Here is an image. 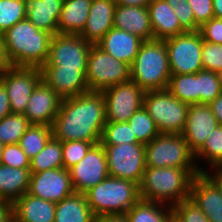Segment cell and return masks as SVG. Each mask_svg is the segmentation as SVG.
<instances>
[{
  "instance_id": "cell-44",
  "label": "cell",
  "mask_w": 222,
  "mask_h": 222,
  "mask_svg": "<svg viewBox=\"0 0 222 222\" xmlns=\"http://www.w3.org/2000/svg\"><path fill=\"white\" fill-rule=\"evenodd\" d=\"M192 8L195 22L201 26L214 17L213 0H187Z\"/></svg>"
},
{
  "instance_id": "cell-49",
  "label": "cell",
  "mask_w": 222,
  "mask_h": 222,
  "mask_svg": "<svg viewBox=\"0 0 222 222\" xmlns=\"http://www.w3.org/2000/svg\"><path fill=\"white\" fill-rule=\"evenodd\" d=\"M12 67L13 64L9 59L7 49L4 45L2 38L0 37V75H2L5 71Z\"/></svg>"
},
{
  "instance_id": "cell-50",
  "label": "cell",
  "mask_w": 222,
  "mask_h": 222,
  "mask_svg": "<svg viewBox=\"0 0 222 222\" xmlns=\"http://www.w3.org/2000/svg\"><path fill=\"white\" fill-rule=\"evenodd\" d=\"M209 105L219 125H222V91Z\"/></svg>"
},
{
  "instance_id": "cell-37",
  "label": "cell",
  "mask_w": 222,
  "mask_h": 222,
  "mask_svg": "<svg viewBox=\"0 0 222 222\" xmlns=\"http://www.w3.org/2000/svg\"><path fill=\"white\" fill-rule=\"evenodd\" d=\"M26 19L25 0H0V36Z\"/></svg>"
},
{
  "instance_id": "cell-13",
  "label": "cell",
  "mask_w": 222,
  "mask_h": 222,
  "mask_svg": "<svg viewBox=\"0 0 222 222\" xmlns=\"http://www.w3.org/2000/svg\"><path fill=\"white\" fill-rule=\"evenodd\" d=\"M42 80L41 70L37 67H15L0 75L10 100L11 112L24 114L30 95Z\"/></svg>"
},
{
  "instance_id": "cell-43",
  "label": "cell",
  "mask_w": 222,
  "mask_h": 222,
  "mask_svg": "<svg viewBox=\"0 0 222 222\" xmlns=\"http://www.w3.org/2000/svg\"><path fill=\"white\" fill-rule=\"evenodd\" d=\"M204 41L213 44H222V18H211L199 27Z\"/></svg>"
},
{
  "instance_id": "cell-7",
  "label": "cell",
  "mask_w": 222,
  "mask_h": 222,
  "mask_svg": "<svg viewBox=\"0 0 222 222\" xmlns=\"http://www.w3.org/2000/svg\"><path fill=\"white\" fill-rule=\"evenodd\" d=\"M143 107L153 118L160 133H182L189 105L174 97L167 89L145 92Z\"/></svg>"
},
{
  "instance_id": "cell-34",
  "label": "cell",
  "mask_w": 222,
  "mask_h": 222,
  "mask_svg": "<svg viewBox=\"0 0 222 222\" xmlns=\"http://www.w3.org/2000/svg\"><path fill=\"white\" fill-rule=\"evenodd\" d=\"M128 123L131 126L133 135L136 136L137 141L143 145L148 144L160 133L153 118L143 106L135 111V113L129 118Z\"/></svg>"
},
{
  "instance_id": "cell-9",
  "label": "cell",
  "mask_w": 222,
  "mask_h": 222,
  "mask_svg": "<svg viewBox=\"0 0 222 222\" xmlns=\"http://www.w3.org/2000/svg\"><path fill=\"white\" fill-rule=\"evenodd\" d=\"M203 41L199 31H187L164 40L171 75L194 74L203 70Z\"/></svg>"
},
{
  "instance_id": "cell-33",
  "label": "cell",
  "mask_w": 222,
  "mask_h": 222,
  "mask_svg": "<svg viewBox=\"0 0 222 222\" xmlns=\"http://www.w3.org/2000/svg\"><path fill=\"white\" fill-rule=\"evenodd\" d=\"M31 124L23 114L10 113L0 120V142L16 144Z\"/></svg>"
},
{
  "instance_id": "cell-17",
  "label": "cell",
  "mask_w": 222,
  "mask_h": 222,
  "mask_svg": "<svg viewBox=\"0 0 222 222\" xmlns=\"http://www.w3.org/2000/svg\"><path fill=\"white\" fill-rule=\"evenodd\" d=\"M62 98L41 80L30 95L24 116L30 124L52 126Z\"/></svg>"
},
{
  "instance_id": "cell-1",
  "label": "cell",
  "mask_w": 222,
  "mask_h": 222,
  "mask_svg": "<svg viewBox=\"0 0 222 222\" xmlns=\"http://www.w3.org/2000/svg\"><path fill=\"white\" fill-rule=\"evenodd\" d=\"M106 122L103 93L89 91L61 100L52 125L53 136L62 142H100Z\"/></svg>"
},
{
  "instance_id": "cell-21",
  "label": "cell",
  "mask_w": 222,
  "mask_h": 222,
  "mask_svg": "<svg viewBox=\"0 0 222 222\" xmlns=\"http://www.w3.org/2000/svg\"><path fill=\"white\" fill-rule=\"evenodd\" d=\"M143 42L144 40L140 37L113 27L97 45L117 60L131 67Z\"/></svg>"
},
{
  "instance_id": "cell-8",
  "label": "cell",
  "mask_w": 222,
  "mask_h": 222,
  "mask_svg": "<svg viewBox=\"0 0 222 222\" xmlns=\"http://www.w3.org/2000/svg\"><path fill=\"white\" fill-rule=\"evenodd\" d=\"M130 80V66L105 52L97 44L89 50L86 81L90 91L101 92Z\"/></svg>"
},
{
  "instance_id": "cell-51",
  "label": "cell",
  "mask_w": 222,
  "mask_h": 222,
  "mask_svg": "<svg viewBox=\"0 0 222 222\" xmlns=\"http://www.w3.org/2000/svg\"><path fill=\"white\" fill-rule=\"evenodd\" d=\"M116 5L147 7L152 0H115Z\"/></svg>"
},
{
  "instance_id": "cell-2",
  "label": "cell",
  "mask_w": 222,
  "mask_h": 222,
  "mask_svg": "<svg viewBox=\"0 0 222 222\" xmlns=\"http://www.w3.org/2000/svg\"><path fill=\"white\" fill-rule=\"evenodd\" d=\"M199 169L146 167L139 184L140 199L169 206L190 198L191 184Z\"/></svg>"
},
{
  "instance_id": "cell-46",
  "label": "cell",
  "mask_w": 222,
  "mask_h": 222,
  "mask_svg": "<svg viewBox=\"0 0 222 222\" xmlns=\"http://www.w3.org/2000/svg\"><path fill=\"white\" fill-rule=\"evenodd\" d=\"M10 113H12L10 100L3 83L0 81V120Z\"/></svg>"
},
{
  "instance_id": "cell-11",
  "label": "cell",
  "mask_w": 222,
  "mask_h": 222,
  "mask_svg": "<svg viewBox=\"0 0 222 222\" xmlns=\"http://www.w3.org/2000/svg\"><path fill=\"white\" fill-rule=\"evenodd\" d=\"M91 45L78 34L56 33L52 36L48 57L43 66L87 69Z\"/></svg>"
},
{
  "instance_id": "cell-6",
  "label": "cell",
  "mask_w": 222,
  "mask_h": 222,
  "mask_svg": "<svg viewBox=\"0 0 222 222\" xmlns=\"http://www.w3.org/2000/svg\"><path fill=\"white\" fill-rule=\"evenodd\" d=\"M195 160V154L181 134L159 133L145 145L146 167H174L185 169H205Z\"/></svg>"
},
{
  "instance_id": "cell-10",
  "label": "cell",
  "mask_w": 222,
  "mask_h": 222,
  "mask_svg": "<svg viewBox=\"0 0 222 222\" xmlns=\"http://www.w3.org/2000/svg\"><path fill=\"white\" fill-rule=\"evenodd\" d=\"M107 159L109 176L129 180L138 186L146 169L145 145L124 143L102 144Z\"/></svg>"
},
{
  "instance_id": "cell-54",
  "label": "cell",
  "mask_w": 222,
  "mask_h": 222,
  "mask_svg": "<svg viewBox=\"0 0 222 222\" xmlns=\"http://www.w3.org/2000/svg\"><path fill=\"white\" fill-rule=\"evenodd\" d=\"M171 8L173 9V6H180V5H187V0H165Z\"/></svg>"
},
{
  "instance_id": "cell-55",
  "label": "cell",
  "mask_w": 222,
  "mask_h": 222,
  "mask_svg": "<svg viewBox=\"0 0 222 222\" xmlns=\"http://www.w3.org/2000/svg\"><path fill=\"white\" fill-rule=\"evenodd\" d=\"M4 148H5V145L0 142V163H1V158H2Z\"/></svg>"
},
{
  "instance_id": "cell-16",
  "label": "cell",
  "mask_w": 222,
  "mask_h": 222,
  "mask_svg": "<svg viewBox=\"0 0 222 222\" xmlns=\"http://www.w3.org/2000/svg\"><path fill=\"white\" fill-rule=\"evenodd\" d=\"M219 125L209 104L189 105L185 127L181 135L196 154L205 144L208 135Z\"/></svg>"
},
{
  "instance_id": "cell-36",
  "label": "cell",
  "mask_w": 222,
  "mask_h": 222,
  "mask_svg": "<svg viewBox=\"0 0 222 222\" xmlns=\"http://www.w3.org/2000/svg\"><path fill=\"white\" fill-rule=\"evenodd\" d=\"M197 87L200 104H210L222 91V75L213 71L197 72Z\"/></svg>"
},
{
  "instance_id": "cell-53",
  "label": "cell",
  "mask_w": 222,
  "mask_h": 222,
  "mask_svg": "<svg viewBox=\"0 0 222 222\" xmlns=\"http://www.w3.org/2000/svg\"><path fill=\"white\" fill-rule=\"evenodd\" d=\"M213 10L215 18H222V0H213Z\"/></svg>"
},
{
  "instance_id": "cell-26",
  "label": "cell",
  "mask_w": 222,
  "mask_h": 222,
  "mask_svg": "<svg viewBox=\"0 0 222 222\" xmlns=\"http://www.w3.org/2000/svg\"><path fill=\"white\" fill-rule=\"evenodd\" d=\"M92 0H64L58 33L80 35L88 20Z\"/></svg>"
},
{
  "instance_id": "cell-38",
  "label": "cell",
  "mask_w": 222,
  "mask_h": 222,
  "mask_svg": "<svg viewBox=\"0 0 222 222\" xmlns=\"http://www.w3.org/2000/svg\"><path fill=\"white\" fill-rule=\"evenodd\" d=\"M101 144L119 145L124 143H139L128 122L107 121L102 132Z\"/></svg>"
},
{
  "instance_id": "cell-52",
  "label": "cell",
  "mask_w": 222,
  "mask_h": 222,
  "mask_svg": "<svg viewBox=\"0 0 222 222\" xmlns=\"http://www.w3.org/2000/svg\"><path fill=\"white\" fill-rule=\"evenodd\" d=\"M94 222H129L126 216H96Z\"/></svg>"
},
{
  "instance_id": "cell-48",
  "label": "cell",
  "mask_w": 222,
  "mask_h": 222,
  "mask_svg": "<svg viewBox=\"0 0 222 222\" xmlns=\"http://www.w3.org/2000/svg\"><path fill=\"white\" fill-rule=\"evenodd\" d=\"M0 222H14L13 204L10 201H0Z\"/></svg>"
},
{
  "instance_id": "cell-39",
  "label": "cell",
  "mask_w": 222,
  "mask_h": 222,
  "mask_svg": "<svg viewBox=\"0 0 222 222\" xmlns=\"http://www.w3.org/2000/svg\"><path fill=\"white\" fill-rule=\"evenodd\" d=\"M100 142H87L80 140H69L62 142L63 168L69 170L79 163L87 154L89 149Z\"/></svg>"
},
{
  "instance_id": "cell-32",
  "label": "cell",
  "mask_w": 222,
  "mask_h": 222,
  "mask_svg": "<svg viewBox=\"0 0 222 222\" xmlns=\"http://www.w3.org/2000/svg\"><path fill=\"white\" fill-rule=\"evenodd\" d=\"M53 136L52 126L31 124L19 145L29 159L37 155Z\"/></svg>"
},
{
  "instance_id": "cell-22",
  "label": "cell",
  "mask_w": 222,
  "mask_h": 222,
  "mask_svg": "<svg viewBox=\"0 0 222 222\" xmlns=\"http://www.w3.org/2000/svg\"><path fill=\"white\" fill-rule=\"evenodd\" d=\"M114 27L136 35L144 41L153 40L147 7L116 5Z\"/></svg>"
},
{
  "instance_id": "cell-29",
  "label": "cell",
  "mask_w": 222,
  "mask_h": 222,
  "mask_svg": "<svg viewBox=\"0 0 222 222\" xmlns=\"http://www.w3.org/2000/svg\"><path fill=\"white\" fill-rule=\"evenodd\" d=\"M129 222H173L171 206L139 199L125 214Z\"/></svg>"
},
{
  "instance_id": "cell-18",
  "label": "cell",
  "mask_w": 222,
  "mask_h": 222,
  "mask_svg": "<svg viewBox=\"0 0 222 222\" xmlns=\"http://www.w3.org/2000/svg\"><path fill=\"white\" fill-rule=\"evenodd\" d=\"M42 80L62 98L75 97L89 92L87 69H69L62 66H42Z\"/></svg>"
},
{
  "instance_id": "cell-20",
  "label": "cell",
  "mask_w": 222,
  "mask_h": 222,
  "mask_svg": "<svg viewBox=\"0 0 222 222\" xmlns=\"http://www.w3.org/2000/svg\"><path fill=\"white\" fill-rule=\"evenodd\" d=\"M190 199L197 204L210 222H222V196L203 173L193 179Z\"/></svg>"
},
{
  "instance_id": "cell-28",
  "label": "cell",
  "mask_w": 222,
  "mask_h": 222,
  "mask_svg": "<svg viewBox=\"0 0 222 222\" xmlns=\"http://www.w3.org/2000/svg\"><path fill=\"white\" fill-rule=\"evenodd\" d=\"M95 217L84 193L74 192L56 203L54 222H94Z\"/></svg>"
},
{
  "instance_id": "cell-47",
  "label": "cell",
  "mask_w": 222,
  "mask_h": 222,
  "mask_svg": "<svg viewBox=\"0 0 222 222\" xmlns=\"http://www.w3.org/2000/svg\"><path fill=\"white\" fill-rule=\"evenodd\" d=\"M210 171L213 172H208V169H205L202 173L215 185V187L218 189L220 192V195L222 196V168L220 167H213L210 168Z\"/></svg>"
},
{
  "instance_id": "cell-3",
  "label": "cell",
  "mask_w": 222,
  "mask_h": 222,
  "mask_svg": "<svg viewBox=\"0 0 222 222\" xmlns=\"http://www.w3.org/2000/svg\"><path fill=\"white\" fill-rule=\"evenodd\" d=\"M52 34L36 28L27 18L0 37L15 67L41 68L47 60Z\"/></svg>"
},
{
  "instance_id": "cell-23",
  "label": "cell",
  "mask_w": 222,
  "mask_h": 222,
  "mask_svg": "<svg viewBox=\"0 0 222 222\" xmlns=\"http://www.w3.org/2000/svg\"><path fill=\"white\" fill-rule=\"evenodd\" d=\"M154 40H165L187 32L165 0H152L147 6Z\"/></svg>"
},
{
  "instance_id": "cell-19",
  "label": "cell",
  "mask_w": 222,
  "mask_h": 222,
  "mask_svg": "<svg viewBox=\"0 0 222 222\" xmlns=\"http://www.w3.org/2000/svg\"><path fill=\"white\" fill-rule=\"evenodd\" d=\"M115 7V0H92L88 20L80 36L91 44H97L114 27Z\"/></svg>"
},
{
  "instance_id": "cell-12",
  "label": "cell",
  "mask_w": 222,
  "mask_h": 222,
  "mask_svg": "<svg viewBox=\"0 0 222 222\" xmlns=\"http://www.w3.org/2000/svg\"><path fill=\"white\" fill-rule=\"evenodd\" d=\"M101 92L105 100L107 121L128 122L135 111L143 106L145 91L131 79Z\"/></svg>"
},
{
  "instance_id": "cell-24",
  "label": "cell",
  "mask_w": 222,
  "mask_h": 222,
  "mask_svg": "<svg viewBox=\"0 0 222 222\" xmlns=\"http://www.w3.org/2000/svg\"><path fill=\"white\" fill-rule=\"evenodd\" d=\"M14 222H54L56 204L27 192L13 203Z\"/></svg>"
},
{
  "instance_id": "cell-5",
  "label": "cell",
  "mask_w": 222,
  "mask_h": 222,
  "mask_svg": "<svg viewBox=\"0 0 222 222\" xmlns=\"http://www.w3.org/2000/svg\"><path fill=\"white\" fill-rule=\"evenodd\" d=\"M170 77L164 40L144 41L130 67V79L147 92L167 89Z\"/></svg>"
},
{
  "instance_id": "cell-4",
  "label": "cell",
  "mask_w": 222,
  "mask_h": 222,
  "mask_svg": "<svg viewBox=\"0 0 222 222\" xmlns=\"http://www.w3.org/2000/svg\"><path fill=\"white\" fill-rule=\"evenodd\" d=\"M84 195L95 216H125L140 199L136 183L112 176L89 188Z\"/></svg>"
},
{
  "instance_id": "cell-45",
  "label": "cell",
  "mask_w": 222,
  "mask_h": 222,
  "mask_svg": "<svg viewBox=\"0 0 222 222\" xmlns=\"http://www.w3.org/2000/svg\"><path fill=\"white\" fill-rule=\"evenodd\" d=\"M173 11L179 19L180 25L186 31H199V25L195 22L192 8L189 4L173 6Z\"/></svg>"
},
{
  "instance_id": "cell-31",
  "label": "cell",
  "mask_w": 222,
  "mask_h": 222,
  "mask_svg": "<svg viewBox=\"0 0 222 222\" xmlns=\"http://www.w3.org/2000/svg\"><path fill=\"white\" fill-rule=\"evenodd\" d=\"M167 90L188 105L200 103L197 87V73L171 75Z\"/></svg>"
},
{
  "instance_id": "cell-30",
  "label": "cell",
  "mask_w": 222,
  "mask_h": 222,
  "mask_svg": "<svg viewBox=\"0 0 222 222\" xmlns=\"http://www.w3.org/2000/svg\"><path fill=\"white\" fill-rule=\"evenodd\" d=\"M63 168L62 141L52 136L45 147L32 159H30V172Z\"/></svg>"
},
{
  "instance_id": "cell-40",
  "label": "cell",
  "mask_w": 222,
  "mask_h": 222,
  "mask_svg": "<svg viewBox=\"0 0 222 222\" xmlns=\"http://www.w3.org/2000/svg\"><path fill=\"white\" fill-rule=\"evenodd\" d=\"M173 222H210L203 211L190 198L171 206Z\"/></svg>"
},
{
  "instance_id": "cell-42",
  "label": "cell",
  "mask_w": 222,
  "mask_h": 222,
  "mask_svg": "<svg viewBox=\"0 0 222 222\" xmlns=\"http://www.w3.org/2000/svg\"><path fill=\"white\" fill-rule=\"evenodd\" d=\"M14 168H30V159L21 149L19 143L5 145L1 163Z\"/></svg>"
},
{
  "instance_id": "cell-35",
  "label": "cell",
  "mask_w": 222,
  "mask_h": 222,
  "mask_svg": "<svg viewBox=\"0 0 222 222\" xmlns=\"http://www.w3.org/2000/svg\"><path fill=\"white\" fill-rule=\"evenodd\" d=\"M205 160L210 168L222 164V125H218L208 135L203 147L195 154V160Z\"/></svg>"
},
{
  "instance_id": "cell-14",
  "label": "cell",
  "mask_w": 222,
  "mask_h": 222,
  "mask_svg": "<svg viewBox=\"0 0 222 222\" xmlns=\"http://www.w3.org/2000/svg\"><path fill=\"white\" fill-rule=\"evenodd\" d=\"M75 192L84 193L109 176L107 159L101 143L93 145L86 156L69 169Z\"/></svg>"
},
{
  "instance_id": "cell-15",
  "label": "cell",
  "mask_w": 222,
  "mask_h": 222,
  "mask_svg": "<svg viewBox=\"0 0 222 222\" xmlns=\"http://www.w3.org/2000/svg\"><path fill=\"white\" fill-rule=\"evenodd\" d=\"M75 192L69 170L56 168L31 173L28 194L58 203Z\"/></svg>"
},
{
  "instance_id": "cell-25",
  "label": "cell",
  "mask_w": 222,
  "mask_h": 222,
  "mask_svg": "<svg viewBox=\"0 0 222 222\" xmlns=\"http://www.w3.org/2000/svg\"><path fill=\"white\" fill-rule=\"evenodd\" d=\"M64 0H25L26 18L38 29L58 33V20Z\"/></svg>"
},
{
  "instance_id": "cell-27",
  "label": "cell",
  "mask_w": 222,
  "mask_h": 222,
  "mask_svg": "<svg viewBox=\"0 0 222 222\" xmlns=\"http://www.w3.org/2000/svg\"><path fill=\"white\" fill-rule=\"evenodd\" d=\"M29 168H14L0 164V199L13 203L29 189Z\"/></svg>"
},
{
  "instance_id": "cell-41",
  "label": "cell",
  "mask_w": 222,
  "mask_h": 222,
  "mask_svg": "<svg viewBox=\"0 0 222 222\" xmlns=\"http://www.w3.org/2000/svg\"><path fill=\"white\" fill-rule=\"evenodd\" d=\"M201 55L203 70L213 71L222 75V44L203 41Z\"/></svg>"
}]
</instances>
